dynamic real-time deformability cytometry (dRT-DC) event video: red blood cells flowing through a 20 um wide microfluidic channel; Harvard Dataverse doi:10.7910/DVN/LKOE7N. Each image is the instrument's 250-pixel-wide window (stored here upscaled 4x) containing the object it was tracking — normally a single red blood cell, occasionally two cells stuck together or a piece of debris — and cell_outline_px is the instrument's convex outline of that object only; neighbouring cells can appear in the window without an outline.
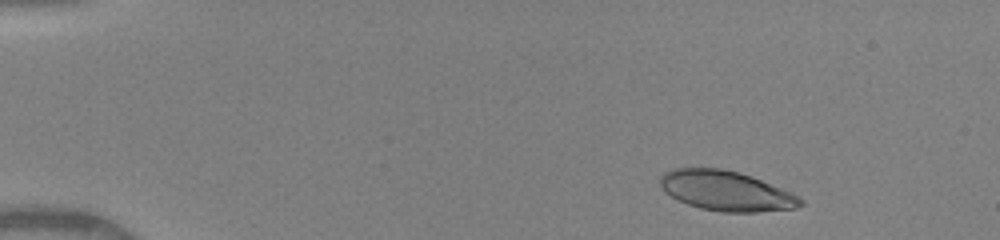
{"species": "human", "species_latin": "Homo sapiens", "temperature_condition": "warm", "stored_images_in_passage": 42, "camera_frame_rate_fps": 3000, "um_per_image_px": 0.085, "donor": {"sex": "female"}, "frame": {"image": 1, "passage_image": 4, "time_ms": 1.0, "image_size_px": [1000, 240], "cell_outline_px": [[804, 204], [796, 208], [756, 212], [720, 212], [700, 208], [688, 204], [664, 192], [660, 184], [660, 176], [664, 172], [672, 168], [720, 168], [740, 172], [752, 176], [792, 192], [804, 200]], "centroid_in_image_um": [61.74, 16.22], "position_along_channel_um": 23.3, "area_um2": 32.77}}
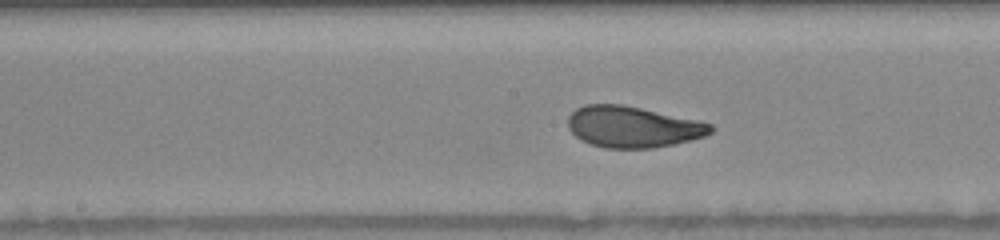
{"frame": {"image": 2, "passage_image": 24, "time_ms": 7.667, "image_size_px": [1000, 240], "cell_outline_px": [[716, 128], [712, 132], [704, 136], [692, 140], [652, 148], [604, 148], [580, 140], [568, 128], [568, 116], [576, 108], [584, 104], [620, 104], [640, 108], [696, 120], [712, 124]], "centroid_in_image_um": [53.77, 10.78], "position_along_channel_um": 194.4, "area_um2": 34.16}}
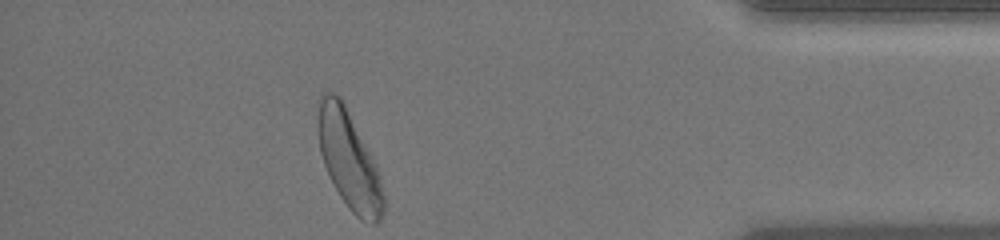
{"frame": {"image": 3, "passage_image": 42, "time_ms": 13.667, "image_size_px": [1000, 240], "cell_outline_px": [[384, 212], [380, 220], [376, 224], [368, 224], [360, 220], [348, 208], [340, 196], [324, 164], [320, 152], [316, 128], [316, 124], [320, 92], [332, 92], [340, 96], [380, 176], [384, 192]], "centroid_in_image_um": [29.64, 13.62], "position_along_channel_um": 405.6, "area_um2": 36.93}, "authors_computed_cell_mechanics": {"area_um2": 34.2176, "velocity_mm_per_s": 4.0833, "shape_relaxation_time_tau1_ms": 3.0148, "shape_relaxation_time_tau2_ms": 0.8925, "deformation_change_tau1": 0.1556, "deformation_change_tau2": 0.0688}}